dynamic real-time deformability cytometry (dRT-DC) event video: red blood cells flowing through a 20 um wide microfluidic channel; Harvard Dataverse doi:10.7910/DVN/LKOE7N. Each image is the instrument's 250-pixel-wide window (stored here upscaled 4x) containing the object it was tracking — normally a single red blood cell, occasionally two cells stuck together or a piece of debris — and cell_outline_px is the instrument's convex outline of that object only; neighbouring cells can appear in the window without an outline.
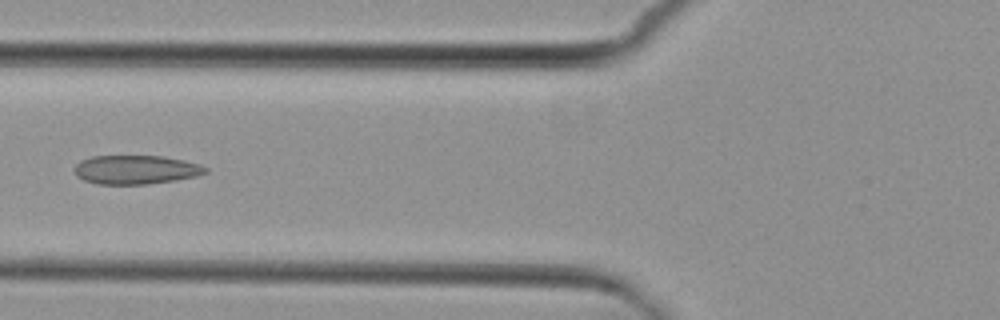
{"species": "common noctule bat (a hibernating species)", "species_latin": "Nyctalus noctula", "temperature_condition": "cold", "stored_images_in_passage": 6, "camera_frame_rate_fps": 3000, "um_per_image_px": 0.085, "animal": {"sex": "female", "body_mass_g": 29.2, "forearm_length_mm": 56.3}, "frame": {"image": 1, "passage_image": 6, "time_ms": 6.0, "image_size_px": [1000, 320], "cell_outline_px": [[208, 172], [196, 176], [176, 180], [148, 184], [100, 184], [84, 180], [76, 176], [72, 168], [80, 160], [92, 156], [164, 156], [184, 160], [200, 164], [208, 168]], "centroid_in_image_um": [11.54, 14.42], "position_along_channel_um": 114.3, "area_um2": 22.25}}